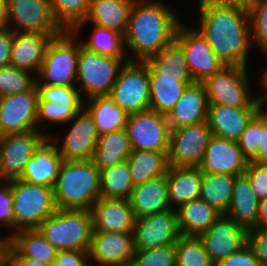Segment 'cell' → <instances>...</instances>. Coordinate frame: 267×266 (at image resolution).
I'll use <instances>...</instances> for the list:
<instances>
[{"label":"cell","mask_w":267,"mask_h":266,"mask_svg":"<svg viewBox=\"0 0 267 266\" xmlns=\"http://www.w3.org/2000/svg\"><path fill=\"white\" fill-rule=\"evenodd\" d=\"M256 228H267V198L259 201Z\"/></svg>","instance_id":"obj_56"},{"label":"cell","mask_w":267,"mask_h":266,"mask_svg":"<svg viewBox=\"0 0 267 266\" xmlns=\"http://www.w3.org/2000/svg\"><path fill=\"white\" fill-rule=\"evenodd\" d=\"M127 61V58L100 55L81 45L76 77L80 85L76 84V87H79L77 89L80 97L84 98L83 101L95 96H109L122 67Z\"/></svg>","instance_id":"obj_8"},{"label":"cell","mask_w":267,"mask_h":266,"mask_svg":"<svg viewBox=\"0 0 267 266\" xmlns=\"http://www.w3.org/2000/svg\"><path fill=\"white\" fill-rule=\"evenodd\" d=\"M4 266H53V264L21 257L11 246H9Z\"/></svg>","instance_id":"obj_54"},{"label":"cell","mask_w":267,"mask_h":266,"mask_svg":"<svg viewBox=\"0 0 267 266\" xmlns=\"http://www.w3.org/2000/svg\"><path fill=\"white\" fill-rule=\"evenodd\" d=\"M247 162L236 141L212 135L199 168L207 174L240 176L244 174Z\"/></svg>","instance_id":"obj_21"},{"label":"cell","mask_w":267,"mask_h":266,"mask_svg":"<svg viewBox=\"0 0 267 266\" xmlns=\"http://www.w3.org/2000/svg\"><path fill=\"white\" fill-rule=\"evenodd\" d=\"M129 202L136 219L171 209L166 175L135 186Z\"/></svg>","instance_id":"obj_28"},{"label":"cell","mask_w":267,"mask_h":266,"mask_svg":"<svg viewBox=\"0 0 267 266\" xmlns=\"http://www.w3.org/2000/svg\"><path fill=\"white\" fill-rule=\"evenodd\" d=\"M91 32L90 38L80 41L84 48L100 55L127 58L123 34L94 24Z\"/></svg>","instance_id":"obj_40"},{"label":"cell","mask_w":267,"mask_h":266,"mask_svg":"<svg viewBox=\"0 0 267 266\" xmlns=\"http://www.w3.org/2000/svg\"><path fill=\"white\" fill-rule=\"evenodd\" d=\"M13 197L14 233L38 229L41 223L57 211L53 187L11 181Z\"/></svg>","instance_id":"obj_7"},{"label":"cell","mask_w":267,"mask_h":266,"mask_svg":"<svg viewBox=\"0 0 267 266\" xmlns=\"http://www.w3.org/2000/svg\"><path fill=\"white\" fill-rule=\"evenodd\" d=\"M180 235L199 237L221 215L202 199H196L175 209Z\"/></svg>","instance_id":"obj_30"},{"label":"cell","mask_w":267,"mask_h":266,"mask_svg":"<svg viewBox=\"0 0 267 266\" xmlns=\"http://www.w3.org/2000/svg\"><path fill=\"white\" fill-rule=\"evenodd\" d=\"M85 102L84 108L92 116L99 135L125 128L129 115L109 96H95Z\"/></svg>","instance_id":"obj_35"},{"label":"cell","mask_w":267,"mask_h":266,"mask_svg":"<svg viewBox=\"0 0 267 266\" xmlns=\"http://www.w3.org/2000/svg\"><path fill=\"white\" fill-rule=\"evenodd\" d=\"M131 266H176L175 244L135 251Z\"/></svg>","instance_id":"obj_45"},{"label":"cell","mask_w":267,"mask_h":266,"mask_svg":"<svg viewBox=\"0 0 267 266\" xmlns=\"http://www.w3.org/2000/svg\"><path fill=\"white\" fill-rule=\"evenodd\" d=\"M28 71L13 66L0 68V97L31 90L36 77Z\"/></svg>","instance_id":"obj_43"},{"label":"cell","mask_w":267,"mask_h":266,"mask_svg":"<svg viewBox=\"0 0 267 266\" xmlns=\"http://www.w3.org/2000/svg\"><path fill=\"white\" fill-rule=\"evenodd\" d=\"M187 25V26H186ZM183 22L177 28L175 41L182 47L194 82L203 83L226 65L212 51L205 37L196 28Z\"/></svg>","instance_id":"obj_12"},{"label":"cell","mask_w":267,"mask_h":266,"mask_svg":"<svg viewBox=\"0 0 267 266\" xmlns=\"http://www.w3.org/2000/svg\"><path fill=\"white\" fill-rule=\"evenodd\" d=\"M10 246L21 256L53 264L57 250L38 229L21 230L10 236Z\"/></svg>","instance_id":"obj_36"},{"label":"cell","mask_w":267,"mask_h":266,"mask_svg":"<svg viewBox=\"0 0 267 266\" xmlns=\"http://www.w3.org/2000/svg\"><path fill=\"white\" fill-rule=\"evenodd\" d=\"M53 266H91L89 252L80 250H60Z\"/></svg>","instance_id":"obj_51"},{"label":"cell","mask_w":267,"mask_h":266,"mask_svg":"<svg viewBox=\"0 0 267 266\" xmlns=\"http://www.w3.org/2000/svg\"><path fill=\"white\" fill-rule=\"evenodd\" d=\"M90 211L94 231L133 232L136 218L127 199L100 197Z\"/></svg>","instance_id":"obj_22"},{"label":"cell","mask_w":267,"mask_h":266,"mask_svg":"<svg viewBox=\"0 0 267 266\" xmlns=\"http://www.w3.org/2000/svg\"><path fill=\"white\" fill-rule=\"evenodd\" d=\"M260 138V111L250 120L237 141L243 157L249 162L256 155Z\"/></svg>","instance_id":"obj_46"},{"label":"cell","mask_w":267,"mask_h":266,"mask_svg":"<svg viewBox=\"0 0 267 266\" xmlns=\"http://www.w3.org/2000/svg\"><path fill=\"white\" fill-rule=\"evenodd\" d=\"M109 97L128 115L149 110V64L127 61L122 67Z\"/></svg>","instance_id":"obj_9"},{"label":"cell","mask_w":267,"mask_h":266,"mask_svg":"<svg viewBox=\"0 0 267 266\" xmlns=\"http://www.w3.org/2000/svg\"><path fill=\"white\" fill-rule=\"evenodd\" d=\"M236 176L203 173L200 199L208 203L220 214L230 208Z\"/></svg>","instance_id":"obj_38"},{"label":"cell","mask_w":267,"mask_h":266,"mask_svg":"<svg viewBox=\"0 0 267 266\" xmlns=\"http://www.w3.org/2000/svg\"><path fill=\"white\" fill-rule=\"evenodd\" d=\"M248 73L247 67L225 66L207 78L203 85L208 103L231 107H264L267 100L261 92L255 97Z\"/></svg>","instance_id":"obj_5"},{"label":"cell","mask_w":267,"mask_h":266,"mask_svg":"<svg viewBox=\"0 0 267 266\" xmlns=\"http://www.w3.org/2000/svg\"><path fill=\"white\" fill-rule=\"evenodd\" d=\"M9 29L7 0H0V30Z\"/></svg>","instance_id":"obj_57"},{"label":"cell","mask_w":267,"mask_h":266,"mask_svg":"<svg viewBox=\"0 0 267 266\" xmlns=\"http://www.w3.org/2000/svg\"><path fill=\"white\" fill-rule=\"evenodd\" d=\"M61 210H90L101 197L100 171L92 159L63 161L53 187Z\"/></svg>","instance_id":"obj_3"},{"label":"cell","mask_w":267,"mask_h":266,"mask_svg":"<svg viewBox=\"0 0 267 266\" xmlns=\"http://www.w3.org/2000/svg\"><path fill=\"white\" fill-rule=\"evenodd\" d=\"M126 161L134 186L166 175L170 167L168 151L132 150Z\"/></svg>","instance_id":"obj_34"},{"label":"cell","mask_w":267,"mask_h":266,"mask_svg":"<svg viewBox=\"0 0 267 266\" xmlns=\"http://www.w3.org/2000/svg\"><path fill=\"white\" fill-rule=\"evenodd\" d=\"M258 204L259 200L247 176H236L230 208L226 215L247 230L256 229Z\"/></svg>","instance_id":"obj_32"},{"label":"cell","mask_w":267,"mask_h":266,"mask_svg":"<svg viewBox=\"0 0 267 266\" xmlns=\"http://www.w3.org/2000/svg\"><path fill=\"white\" fill-rule=\"evenodd\" d=\"M38 230L57 251L89 252L94 230L92 213L90 210L57 209Z\"/></svg>","instance_id":"obj_4"},{"label":"cell","mask_w":267,"mask_h":266,"mask_svg":"<svg viewBox=\"0 0 267 266\" xmlns=\"http://www.w3.org/2000/svg\"><path fill=\"white\" fill-rule=\"evenodd\" d=\"M158 74L176 77L180 82H194L182 47L174 40L146 61Z\"/></svg>","instance_id":"obj_37"},{"label":"cell","mask_w":267,"mask_h":266,"mask_svg":"<svg viewBox=\"0 0 267 266\" xmlns=\"http://www.w3.org/2000/svg\"><path fill=\"white\" fill-rule=\"evenodd\" d=\"M134 187L127 161L100 171V192L103 198L129 200Z\"/></svg>","instance_id":"obj_39"},{"label":"cell","mask_w":267,"mask_h":266,"mask_svg":"<svg viewBox=\"0 0 267 266\" xmlns=\"http://www.w3.org/2000/svg\"><path fill=\"white\" fill-rule=\"evenodd\" d=\"M81 42L72 31H64L50 41L35 84L76 86L77 61Z\"/></svg>","instance_id":"obj_6"},{"label":"cell","mask_w":267,"mask_h":266,"mask_svg":"<svg viewBox=\"0 0 267 266\" xmlns=\"http://www.w3.org/2000/svg\"><path fill=\"white\" fill-rule=\"evenodd\" d=\"M91 0H50L55 21L64 31H72L87 16Z\"/></svg>","instance_id":"obj_41"},{"label":"cell","mask_w":267,"mask_h":266,"mask_svg":"<svg viewBox=\"0 0 267 266\" xmlns=\"http://www.w3.org/2000/svg\"><path fill=\"white\" fill-rule=\"evenodd\" d=\"M247 232L226 214H221L199 238L210 259L217 264L247 244Z\"/></svg>","instance_id":"obj_19"},{"label":"cell","mask_w":267,"mask_h":266,"mask_svg":"<svg viewBox=\"0 0 267 266\" xmlns=\"http://www.w3.org/2000/svg\"><path fill=\"white\" fill-rule=\"evenodd\" d=\"M215 266H261L248 244L220 260Z\"/></svg>","instance_id":"obj_50"},{"label":"cell","mask_w":267,"mask_h":266,"mask_svg":"<svg viewBox=\"0 0 267 266\" xmlns=\"http://www.w3.org/2000/svg\"><path fill=\"white\" fill-rule=\"evenodd\" d=\"M194 82H180L176 77L158 74L149 65L150 110L167 115L175 106L188 85Z\"/></svg>","instance_id":"obj_31"},{"label":"cell","mask_w":267,"mask_h":266,"mask_svg":"<svg viewBox=\"0 0 267 266\" xmlns=\"http://www.w3.org/2000/svg\"><path fill=\"white\" fill-rule=\"evenodd\" d=\"M267 55V53L265 54V56ZM261 78H260V84L258 86H260L259 88L262 89V91H260L266 98L267 100V67L265 68L263 74H261Z\"/></svg>","instance_id":"obj_59"},{"label":"cell","mask_w":267,"mask_h":266,"mask_svg":"<svg viewBox=\"0 0 267 266\" xmlns=\"http://www.w3.org/2000/svg\"><path fill=\"white\" fill-rule=\"evenodd\" d=\"M180 236L174 209L140 217L133 229L134 251L175 244Z\"/></svg>","instance_id":"obj_18"},{"label":"cell","mask_w":267,"mask_h":266,"mask_svg":"<svg viewBox=\"0 0 267 266\" xmlns=\"http://www.w3.org/2000/svg\"><path fill=\"white\" fill-rule=\"evenodd\" d=\"M247 244L261 266H267V228H252L247 232Z\"/></svg>","instance_id":"obj_49"},{"label":"cell","mask_w":267,"mask_h":266,"mask_svg":"<svg viewBox=\"0 0 267 266\" xmlns=\"http://www.w3.org/2000/svg\"><path fill=\"white\" fill-rule=\"evenodd\" d=\"M48 134L37 129L0 136V181L21 179L26 163Z\"/></svg>","instance_id":"obj_11"},{"label":"cell","mask_w":267,"mask_h":266,"mask_svg":"<svg viewBox=\"0 0 267 266\" xmlns=\"http://www.w3.org/2000/svg\"><path fill=\"white\" fill-rule=\"evenodd\" d=\"M262 108L209 104L207 123L212 135L237 142L250 120Z\"/></svg>","instance_id":"obj_23"},{"label":"cell","mask_w":267,"mask_h":266,"mask_svg":"<svg viewBox=\"0 0 267 266\" xmlns=\"http://www.w3.org/2000/svg\"><path fill=\"white\" fill-rule=\"evenodd\" d=\"M7 10L13 32H64L54 19L50 0H7Z\"/></svg>","instance_id":"obj_16"},{"label":"cell","mask_w":267,"mask_h":266,"mask_svg":"<svg viewBox=\"0 0 267 266\" xmlns=\"http://www.w3.org/2000/svg\"><path fill=\"white\" fill-rule=\"evenodd\" d=\"M70 122L72 125L67 130L65 138L63 137L62 143L57 145V142H61L60 137L49 134L48 138L55 144L63 161L92 159L99 139L92 116L83 107Z\"/></svg>","instance_id":"obj_15"},{"label":"cell","mask_w":267,"mask_h":266,"mask_svg":"<svg viewBox=\"0 0 267 266\" xmlns=\"http://www.w3.org/2000/svg\"><path fill=\"white\" fill-rule=\"evenodd\" d=\"M13 39L11 29L0 30V68L10 66Z\"/></svg>","instance_id":"obj_53"},{"label":"cell","mask_w":267,"mask_h":266,"mask_svg":"<svg viewBox=\"0 0 267 266\" xmlns=\"http://www.w3.org/2000/svg\"><path fill=\"white\" fill-rule=\"evenodd\" d=\"M203 172L199 167H172L166 173L171 209L200 198ZM175 206V207H174Z\"/></svg>","instance_id":"obj_29"},{"label":"cell","mask_w":267,"mask_h":266,"mask_svg":"<svg viewBox=\"0 0 267 266\" xmlns=\"http://www.w3.org/2000/svg\"><path fill=\"white\" fill-rule=\"evenodd\" d=\"M63 159L55 144L47 138L26 163L21 180L35 185L54 187Z\"/></svg>","instance_id":"obj_27"},{"label":"cell","mask_w":267,"mask_h":266,"mask_svg":"<svg viewBox=\"0 0 267 266\" xmlns=\"http://www.w3.org/2000/svg\"><path fill=\"white\" fill-rule=\"evenodd\" d=\"M38 91L37 129L49 124H68L84 107L76 86L35 84ZM49 124H46V123ZM45 123V124H43Z\"/></svg>","instance_id":"obj_10"},{"label":"cell","mask_w":267,"mask_h":266,"mask_svg":"<svg viewBox=\"0 0 267 266\" xmlns=\"http://www.w3.org/2000/svg\"><path fill=\"white\" fill-rule=\"evenodd\" d=\"M176 266H215L199 237L180 236L175 243Z\"/></svg>","instance_id":"obj_42"},{"label":"cell","mask_w":267,"mask_h":266,"mask_svg":"<svg viewBox=\"0 0 267 266\" xmlns=\"http://www.w3.org/2000/svg\"><path fill=\"white\" fill-rule=\"evenodd\" d=\"M125 130L132 150L169 151L170 127L164 114L150 109L130 114Z\"/></svg>","instance_id":"obj_13"},{"label":"cell","mask_w":267,"mask_h":266,"mask_svg":"<svg viewBox=\"0 0 267 266\" xmlns=\"http://www.w3.org/2000/svg\"><path fill=\"white\" fill-rule=\"evenodd\" d=\"M211 137L207 121L170 130L169 166L199 167Z\"/></svg>","instance_id":"obj_14"},{"label":"cell","mask_w":267,"mask_h":266,"mask_svg":"<svg viewBox=\"0 0 267 266\" xmlns=\"http://www.w3.org/2000/svg\"><path fill=\"white\" fill-rule=\"evenodd\" d=\"M256 163H267V110H260V138L257 155L251 160Z\"/></svg>","instance_id":"obj_52"},{"label":"cell","mask_w":267,"mask_h":266,"mask_svg":"<svg viewBox=\"0 0 267 266\" xmlns=\"http://www.w3.org/2000/svg\"><path fill=\"white\" fill-rule=\"evenodd\" d=\"M36 86L22 93L0 97V136L37 130Z\"/></svg>","instance_id":"obj_17"},{"label":"cell","mask_w":267,"mask_h":266,"mask_svg":"<svg viewBox=\"0 0 267 266\" xmlns=\"http://www.w3.org/2000/svg\"><path fill=\"white\" fill-rule=\"evenodd\" d=\"M13 197L11 194V181H0V225L13 228L10 235L14 234Z\"/></svg>","instance_id":"obj_48"},{"label":"cell","mask_w":267,"mask_h":266,"mask_svg":"<svg viewBox=\"0 0 267 266\" xmlns=\"http://www.w3.org/2000/svg\"><path fill=\"white\" fill-rule=\"evenodd\" d=\"M208 107L203 83L188 85L174 108L166 115L170 130L207 121Z\"/></svg>","instance_id":"obj_25"},{"label":"cell","mask_w":267,"mask_h":266,"mask_svg":"<svg viewBox=\"0 0 267 266\" xmlns=\"http://www.w3.org/2000/svg\"><path fill=\"white\" fill-rule=\"evenodd\" d=\"M244 174L250 181L251 188L257 199L267 198V163L249 161Z\"/></svg>","instance_id":"obj_47"},{"label":"cell","mask_w":267,"mask_h":266,"mask_svg":"<svg viewBox=\"0 0 267 266\" xmlns=\"http://www.w3.org/2000/svg\"><path fill=\"white\" fill-rule=\"evenodd\" d=\"M134 1L135 0H91L85 20L79 23L72 32L79 38L80 31H83L82 29L85 24L92 22L94 25L125 35L130 10Z\"/></svg>","instance_id":"obj_26"},{"label":"cell","mask_w":267,"mask_h":266,"mask_svg":"<svg viewBox=\"0 0 267 266\" xmlns=\"http://www.w3.org/2000/svg\"><path fill=\"white\" fill-rule=\"evenodd\" d=\"M134 252L133 232L111 233L93 230L89 249L91 266L92 263L98 266H131Z\"/></svg>","instance_id":"obj_20"},{"label":"cell","mask_w":267,"mask_h":266,"mask_svg":"<svg viewBox=\"0 0 267 266\" xmlns=\"http://www.w3.org/2000/svg\"><path fill=\"white\" fill-rule=\"evenodd\" d=\"M61 34L14 32L10 65L30 73L36 71L37 76L50 41Z\"/></svg>","instance_id":"obj_24"},{"label":"cell","mask_w":267,"mask_h":266,"mask_svg":"<svg viewBox=\"0 0 267 266\" xmlns=\"http://www.w3.org/2000/svg\"><path fill=\"white\" fill-rule=\"evenodd\" d=\"M250 40L267 53V0H253L248 9Z\"/></svg>","instance_id":"obj_44"},{"label":"cell","mask_w":267,"mask_h":266,"mask_svg":"<svg viewBox=\"0 0 267 266\" xmlns=\"http://www.w3.org/2000/svg\"><path fill=\"white\" fill-rule=\"evenodd\" d=\"M132 152L126 130L99 135L92 161L99 171L125 162Z\"/></svg>","instance_id":"obj_33"},{"label":"cell","mask_w":267,"mask_h":266,"mask_svg":"<svg viewBox=\"0 0 267 266\" xmlns=\"http://www.w3.org/2000/svg\"><path fill=\"white\" fill-rule=\"evenodd\" d=\"M198 4L200 25L195 28L205 37L214 54L226 66L248 68L252 48L248 11L211 3Z\"/></svg>","instance_id":"obj_2"},{"label":"cell","mask_w":267,"mask_h":266,"mask_svg":"<svg viewBox=\"0 0 267 266\" xmlns=\"http://www.w3.org/2000/svg\"><path fill=\"white\" fill-rule=\"evenodd\" d=\"M10 246V236L2 238L0 236V266H4L6 255Z\"/></svg>","instance_id":"obj_58"},{"label":"cell","mask_w":267,"mask_h":266,"mask_svg":"<svg viewBox=\"0 0 267 266\" xmlns=\"http://www.w3.org/2000/svg\"><path fill=\"white\" fill-rule=\"evenodd\" d=\"M163 1L135 0L132 4L124 35L128 61L146 62L175 40L180 16Z\"/></svg>","instance_id":"obj_1"},{"label":"cell","mask_w":267,"mask_h":266,"mask_svg":"<svg viewBox=\"0 0 267 266\" xmlns=\"http://www.w3.org/2000/svg\"><path fill=\"white\" fill-rule=\"evenodd\" d=\"M253 0H198V3H211L222 7H234L248 11Z\"/></svg>","instance_id":"obj_55"}]
</instances>
